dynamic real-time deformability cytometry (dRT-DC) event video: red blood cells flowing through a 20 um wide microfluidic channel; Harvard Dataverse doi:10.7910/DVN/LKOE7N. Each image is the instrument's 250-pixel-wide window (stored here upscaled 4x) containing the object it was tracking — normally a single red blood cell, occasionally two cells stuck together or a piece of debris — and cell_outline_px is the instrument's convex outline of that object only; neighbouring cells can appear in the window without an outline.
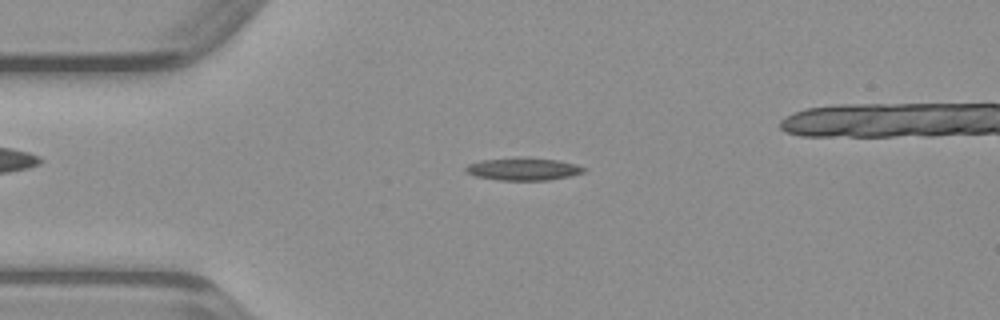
{"species": "common noctule bat (a hibernating species)", "species_latin": "Nyctalus noctula", "temperature_condition": "warm", "stored_images_in_passage": 43, "camera_frame_rate_fps": 3000, "um_per_image_px": 0.085, "animal": {"sex": "male", "body_mass_g": 23.1, "forearm_length_mm": 52.7}, "frame": {"image": 1, "passage_image": 11, "time_ms": 3.333, "image_size_px": [1000, 320], "cell_outline_px": [[588, 168], [584, 172], [568, 176], [548, 180], [500, 180], [476, 176], [464, 172], [464, 168], [468, 164], [480, 160], [556, 160], [576, 164]], "centroid_in_image_um": [44.47, 14.41], "position_along_channel_um": 40.5, "area_um2": 14.62}}
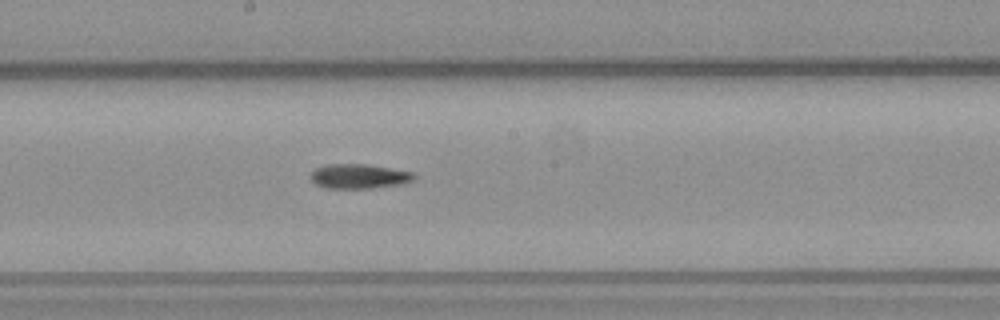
{"frame": {"image": 2, "passage_image": 25, "time_ms": 8.0, "image_size_px": [1000, 320], "cell_outline_px": [[416, 176], [412, 180], [404, 184], [372, 188], [324, 188], [316, 184], [308, 176], [316, 168], [328, 164], [364, 164], [412, 172]], "centroid_in_image_um": [30.49, 14.99], "position_along_channel_um": 217.7, "area_um2": 14.74}}
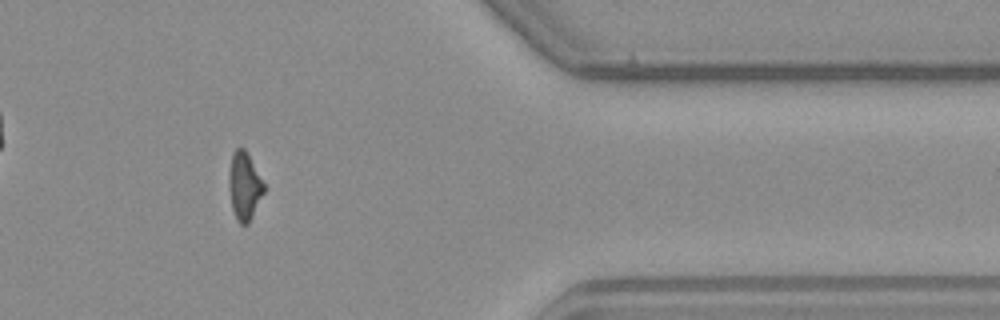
{"frame": {"image": 3, "passage_image": 39, "time_ms": 12.667, "image_size_px": [1000, 320], "cell_outline_px": [[264, 192], [248, 224], [240, 224], [236, 220], [232, 208], [228, 184], [228, 176], [232, 152], [236, 148], [244, 148], [264, 184]], "centroid_in_image_um": [20.74, 15.82], "position_along_channel_um": 390.7, "area_um2": 13.64}}